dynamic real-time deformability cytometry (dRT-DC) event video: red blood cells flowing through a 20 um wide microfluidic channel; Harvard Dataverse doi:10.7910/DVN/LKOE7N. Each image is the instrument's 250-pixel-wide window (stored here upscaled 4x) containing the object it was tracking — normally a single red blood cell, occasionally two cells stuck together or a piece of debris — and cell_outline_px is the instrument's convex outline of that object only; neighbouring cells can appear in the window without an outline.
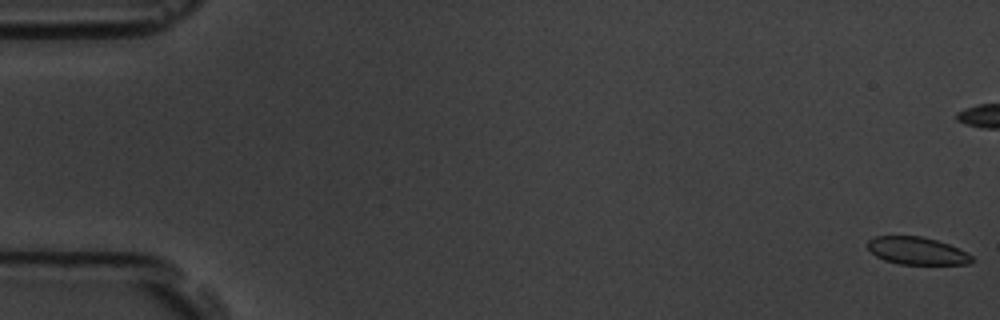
{"species": "common noctule bat (a hibernating species)", "species_latin": "Nyctalus noctula", "temperature_condition": "room temperature", "stored_images_in_passage": 18, "camera_frame_rate_fps": 3000, "um_per_image_px": 0.085, "animal": {"sex": "male", "body_mass_g": 19.5, "forearm_length_mm": 54.6}, "frame": {"image": 1, "passage_image": 1, "time_ms": 0.0, "image_size_px": [1000, 320], "cell_outline_px": [[976, 260], [968, 264], [900, 264], [884, 260], [876, 256], [868, 248], [868, 240], [876, 236], [920, 236], [936, 240], [948, 244], [968, 252]], "centroid_in_image_um": [77.97, 21.32], "position_along_channel_um": 7.0, "area_um2": 16.7}, "authors_computed_cell_mechanics": {"area_um2": 17.9469, "velocity_mm_per_s": 3.6196, "shape_relaxation_time_tau1_ms": 3.9457, "shape_relaxation_time_tau2_ms": null, "deformation_change_tau1": 0.0944, "deformation_change_tau2": null}}